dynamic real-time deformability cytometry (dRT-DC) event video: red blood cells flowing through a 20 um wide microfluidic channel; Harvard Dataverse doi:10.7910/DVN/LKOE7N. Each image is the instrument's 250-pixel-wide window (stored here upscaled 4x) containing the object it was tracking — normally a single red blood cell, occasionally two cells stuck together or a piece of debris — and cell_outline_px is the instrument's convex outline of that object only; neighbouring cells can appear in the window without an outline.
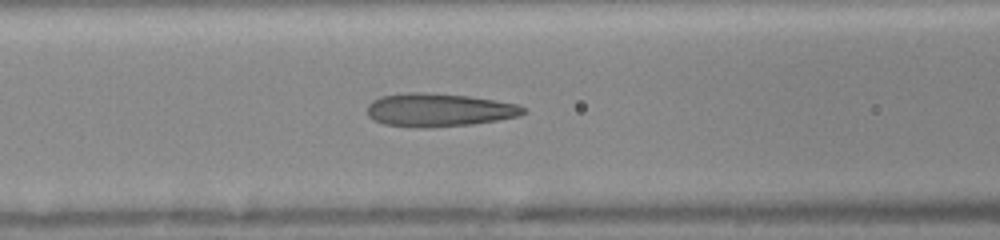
{"species": "human", "species_latin": "Homo sapiens", "temperature_condition": "room temperature", "stored_images_in_passage": 20, "camera_frame_rate_fps": 3000, "um_per_image_px": 0.085, "donor": {"sex": "female"}, "frame": {"image": 1, "passage_image": 15, "time_ms": 6.333, "image_size_px": [1000, 240], "cell_outline_px": [[528, 112], [520, 116], [472, 124], [428, 128], [416, 128], [384, 124], [372, 120], [368, 116], [368, 104], [372, 100], [380, 96], [408, 92], [420, 92], [468, 96], [496, 100], [516, 104], [524, 108]], "centroid_in_image_um": [37.28, 9.35], "position_along_channel_um": 129.3, "area_um2": 30.4}}
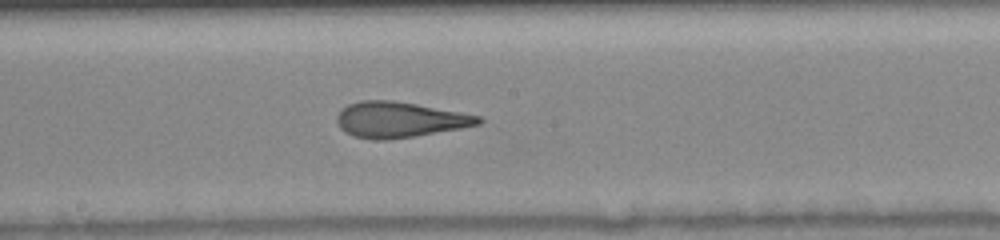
{"frame": {"image": 2, "passage_image": 20, "time_ms": 8.333, "image_size_px": [1000, 240], "cell_outline_px": [[484, 120], [480, 124], [460, 128], [388, 140], [376, 140], [352, 136], [344, 132], [340, 128], [336, 120], [336, 116], [340, 108], [348, 104], [360, 100], [392, 100], [416, 104], [484, 116]], "centroid_in_image_um": [33.93, 10.16], "position_along_channel_um": 214.3, "area_um2": 29.54}}